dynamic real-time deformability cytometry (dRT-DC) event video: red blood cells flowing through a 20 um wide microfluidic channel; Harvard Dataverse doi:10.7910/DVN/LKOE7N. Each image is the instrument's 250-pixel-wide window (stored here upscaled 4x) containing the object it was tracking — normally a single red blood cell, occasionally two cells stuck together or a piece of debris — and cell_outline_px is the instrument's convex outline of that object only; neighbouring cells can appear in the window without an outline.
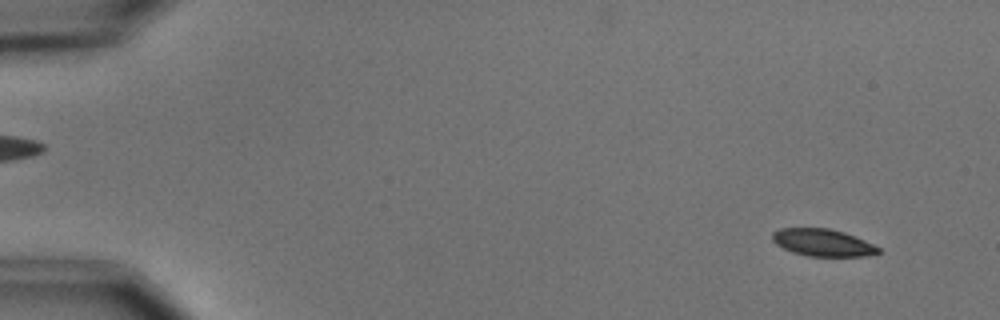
{"species": "common noctule bat (a hibernating species)", "species_latin": "Nyctalus noctula", "temperature_condition": "cold", "stored_images_in_passage": 5, "camera_frame_rate_fps": 3000, "um_per_image_px": 0.085, "animal": {"sex": "male", "body_mass_g": 15.6}, "frame": {"image": 1, "passage_image": 1, "time_ms": 0.0, "image_size_px": [1000, 320], "cell_outline_px": [[880, 252], [864, 256], [808, 256], [792, 252], [776, 244], [772, 240], [772, 232], [780, 228], [828, 228], [844, 232], [864, 240], [880, 248]], "centroid_in_image_um": [69.9, 20.61], "position_along_channel_um": 15.1, "area_um2": 16.7}}